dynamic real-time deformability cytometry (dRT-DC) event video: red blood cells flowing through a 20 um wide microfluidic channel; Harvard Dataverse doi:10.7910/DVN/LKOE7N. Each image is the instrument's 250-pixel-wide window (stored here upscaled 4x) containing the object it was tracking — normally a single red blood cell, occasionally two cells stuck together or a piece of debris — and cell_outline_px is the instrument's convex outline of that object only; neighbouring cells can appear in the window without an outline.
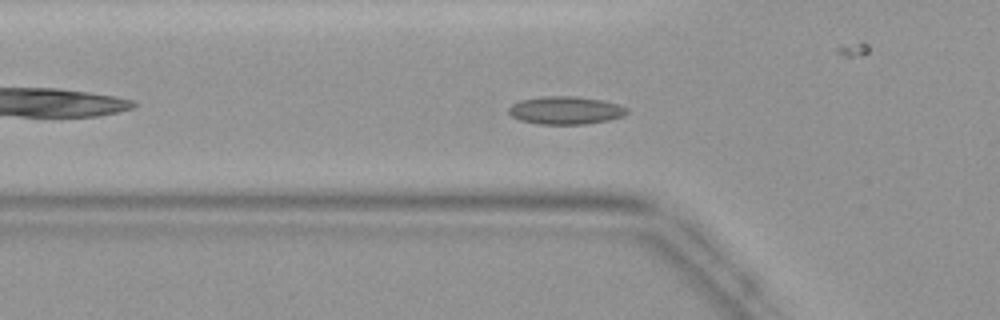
{"species": "common noctule bat (a hibernating species)", "species_latin": "Nyctalus noctula", "temperature_condition": "warm", "stored_images_in_passage": 41, "camera_frame_rate_fps": 3000, "um_per_image_px": 0.085, "animal": {"sex": "female", "body_mass_g": 19.9}, "frame": {"image": 1, "passage_image": 10, "time_ms": 3.0, "image_size_px": [1000, 320], "cell_outline_px": [[628, 112], [624, 116], [608, 120], [584, 124], [536, 124], [520, 120], [512, 116], [508, 112], [508, 108], [512, 104], [520, 100], [540, 96], [572, 96], [600, 100], [616, 104], [628, 108]], "centroid_in_image_um": [48.04, 9.38], "position_along_channel_um": 77.8, "area_um2": 19.19}}
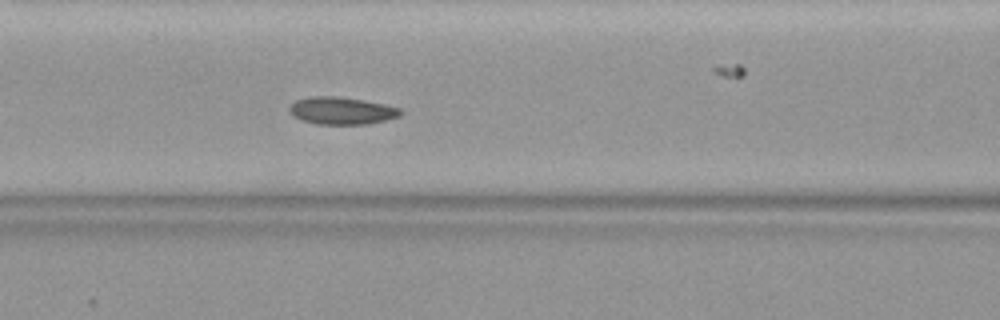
{"frame": {"image": 2, "passage_image": 14, "time_ms": 4.333, "image_size_px": [1000, 320], "cell_outline_px": [[404, 112], [400, 116], [368, 124], [316, 124], [300, 120], [292, 116], [288, 108], [296, 100], [308, 96], [336, 96], [364, 100], [384, 104], [400, 108]], "centroid_in_image_um": [29.02, 9.41], "position_along_channel_um": 137.6, "area_um2": 17.86}}
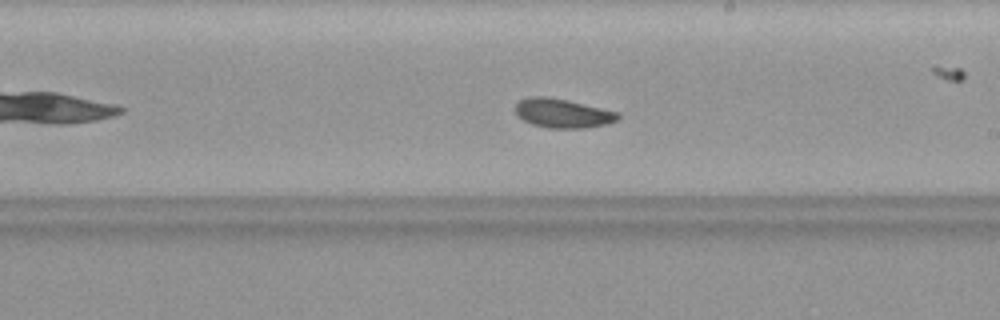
{"frame": {"image": 3, "passage_image": 21, "time_ms": 6.667, "image_size_px": [1000, 320], "cell_outline_px": [[620, 116], [616, 120], [608, 124], [588, 128], [548, 128], [532, 124], [524, 120], [516, 112], [516, 104], [520, 100], [528, 96], [544, 96], [568, 100], [620, 112]], "centroid_in_image_um": [47.86, 9.63], "position_along_channel_um": 241.1, "area_um2": 17.46}}